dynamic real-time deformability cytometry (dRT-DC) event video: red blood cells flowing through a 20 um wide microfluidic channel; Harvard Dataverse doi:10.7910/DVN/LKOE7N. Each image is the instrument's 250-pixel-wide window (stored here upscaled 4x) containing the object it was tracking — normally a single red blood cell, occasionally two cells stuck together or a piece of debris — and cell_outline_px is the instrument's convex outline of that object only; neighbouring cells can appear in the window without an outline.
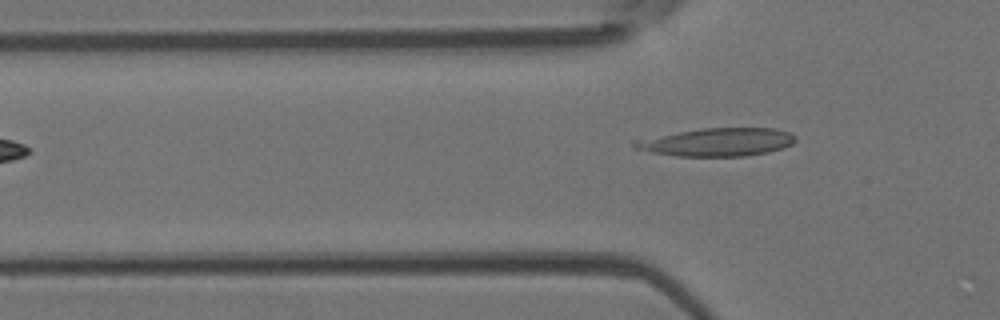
{"species": "Egyptian fruit bat (a non-hibernating species)", "species_latin": "Rousettus aegyptiacus", "temperature_condition": "room temperature", "stored_images_in_passage": 2, "camera_frame_rate_fps": 3000, "um_per_image_px": 0.085, "animal": {"sex": "female"}, "frame": {"image": 1, "passage_image": 2, "time_ms": 1.333, "image_size_px": [1000, 320], "cell_outline_px": [[796, 140], [792, 144], [784, 148], [768, 152], [744, 156], [676, 156], [652, 152], [636, 148], [632, 144], [632, 140], [700, 128], [776, 128], [788, 132], [796, 136]], "centroid_in_image_um": [60.99, 12.07], "position_along_channel_um": 64.8, "area_um2": 26.36}}